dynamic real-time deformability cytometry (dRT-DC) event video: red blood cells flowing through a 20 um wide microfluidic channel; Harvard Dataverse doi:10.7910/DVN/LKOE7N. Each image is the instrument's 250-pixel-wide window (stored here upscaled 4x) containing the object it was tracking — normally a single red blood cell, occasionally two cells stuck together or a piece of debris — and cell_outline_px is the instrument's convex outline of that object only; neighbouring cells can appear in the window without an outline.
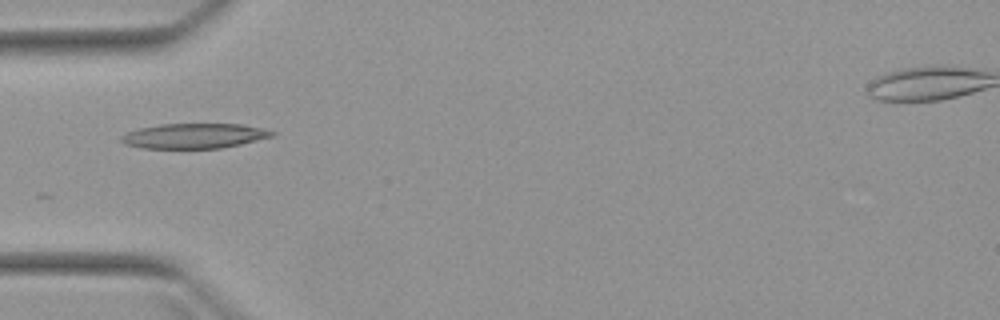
{"species": "Egyptian fruit bat (a non-hibernating species)", "species_latin": "Rousettus aegyptiacus", "temperature_condition": "warm", "stored_images_in_passage": 5, "camera_frame_rate_fps": 3000, "um_per_image_px": 0.085, "animal": {"sex": "female"}, "frame": {"image": 1, "passage_image": 5, "time_ms": 4.667, "image_size_px": [1000, 320], "cell_outline_px": [[276, 132], [272, 136], [240, 144], [220, 148], [144, 148], [124, 144], [120, 140], [120, 136], [128, 132], [140, 128], [160, 124], [240, 124], [264, 128]], "centroid_in_image_um": [16.49, 11.54], "position_along_channel_um": 68.5, "area_um2": 21.79}}